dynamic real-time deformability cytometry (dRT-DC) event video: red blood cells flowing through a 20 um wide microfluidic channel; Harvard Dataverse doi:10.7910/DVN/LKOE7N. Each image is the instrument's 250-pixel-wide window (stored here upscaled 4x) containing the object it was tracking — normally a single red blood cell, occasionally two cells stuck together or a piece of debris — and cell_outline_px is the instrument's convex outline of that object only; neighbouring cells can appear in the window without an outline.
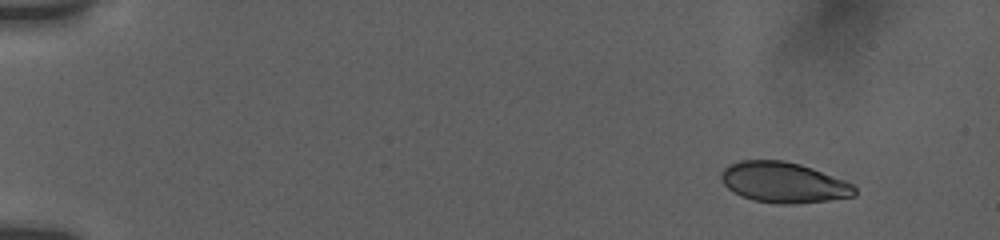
{"species": "human", "species_latin": "Homo sapiens", "temperature_condition": "room temperature", "stored_images_in_passage": 16, "camera_frame_rate_fps": 3000, "um_per_image_px": 0.085, "donor": {"sex": "female"}, "frame": {"image": 1, "passage_image": 1, "time_ms": 0.0, "image_size_px": [1000, 240], "cell_outline_px": [[856, 196], [828, 200], [796, 204], [776, 204], [752, 200], [728, 188], [724, 184], [720, 176], [720, 172], [724, 168], [740, 160], [784, 160], [800, 164], [812, 168], [844, 180], [852, 184], [856, 188]], "centroid_in_image_um": [66.62, 15.51], "position_along_channel_um": 18.4, "area_um2": 31.5}}
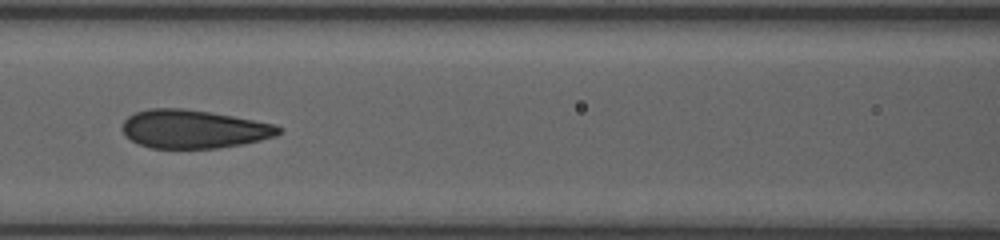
{"frame": {"image": 2, "passage_image": 12, "time_ms": 7.0, "image_size_px": [1000, 240], "cell_outline_px": [[284, 128], [276, 136], [244, 144], [216, 148], [152, 148], [140, 144], [124, 136], [124, 120], [128, 116], [136, 112], [148, 108], [184, 108], [212, 112], [276, 124]], "centroid_in_image_um": [16.5, 10.96], "position_along_channel_um": 150.1, "area_um2": 35.08}}
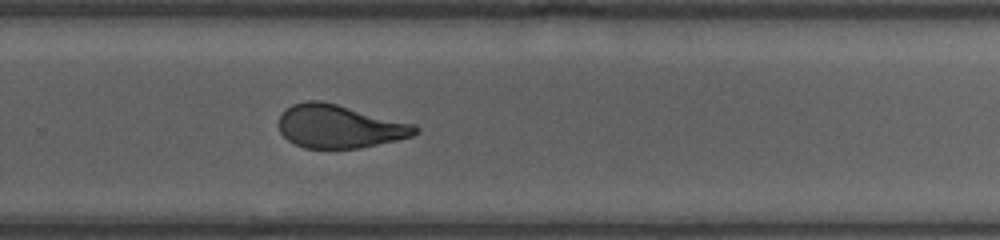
{"frame": {"image": 3, "passage_image": 16, "time_ms": 11.0, "image_size_px": [1000, 240], "cell_outline_px": [[420, 132], [412, 136], [396, 140], [360, 148], [304, 148], [288, 140], [280, 132], [280, 116], [284, 108], [292, 104], [308, 100], [324, 100], [416, 124], [420, 128]], "centroid_in_image_um": [28.88, 10.72], "position_along_channel_um": 300.9, "area_um2": 34.74}}